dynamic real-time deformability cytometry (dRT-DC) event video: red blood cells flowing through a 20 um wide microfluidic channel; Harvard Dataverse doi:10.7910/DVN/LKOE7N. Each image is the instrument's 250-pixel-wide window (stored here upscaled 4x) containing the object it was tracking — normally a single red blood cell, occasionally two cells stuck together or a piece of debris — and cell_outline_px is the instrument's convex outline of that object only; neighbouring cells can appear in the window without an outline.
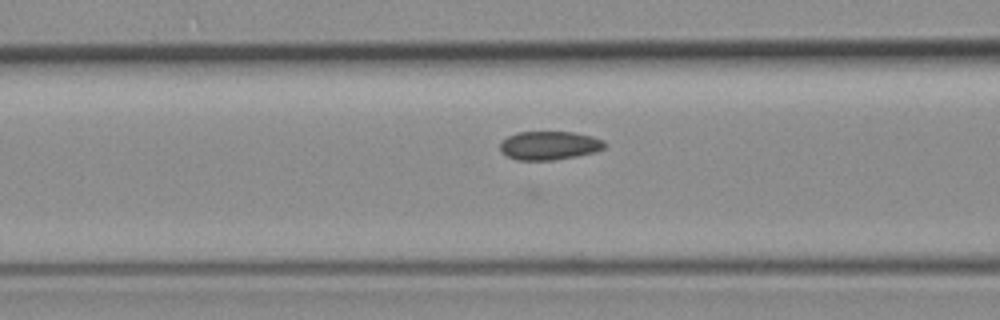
{"species": "common noctule bat (a hibernating species)", "species_latin": "Nyctalus noctula", "temperature_condition": "room temperature", "stored_images_in_passage": 30, "camera_frame_rate_fps": 3000, "um_per_image_px": 0.085, "animal": {"sex": "female", "body_mass_g": 19.3, "forearm_length_mm": 54.1}, "frame": {"image": 1, "passage_image": 16, "time_ms": 5.0, "image_size_px": [1000, 320], "cell_outline_px": [[608, 144], [604, 148], [596, 152], [576, 156], [552, 160], [516, 160], [500, 152], [500, 140], [516, 132], [576, 132], [592, 136], [604, 140]], "centroid_in_image_um": [46.69, 12.36], "position_along_channel_um": 119.9, "area_um2": 17.69}}
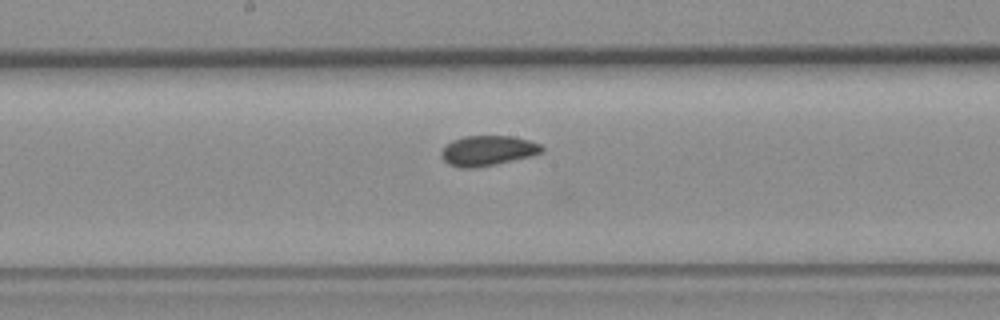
{"frame": {"image": 2, "passage_image": 23, "time_ms": 7.333, "image_size_px": [1000, 320], "cell_outline_px": [[544, 152], [532, 156], [496, 164], [476, 168], [460, 168], [448, 164], [440, 156], [440, 152], [452, 140], [464, 136], [512, 136], [528, 140], [540, 144], [544, 148]], "centroid_in_image_um": [41.46, 12.81], "position_along_channel_um": 206.7, "area_um2": 17.74}}
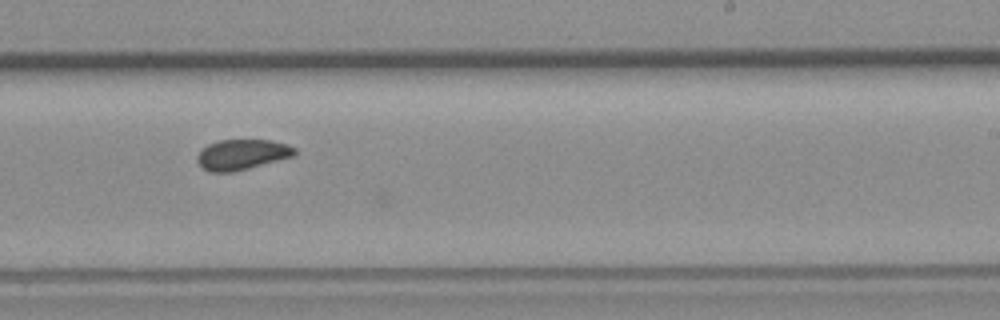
{"frame": {"image": 3, "passage_image": 28, "time_ms": 9.0, "image_size_px": [1000, 320], "cell_outline_px": [[296, 152], [292, 156], [248, 168], [232, 172], [212, 172], [204, 168], [196, 160], [196, 156], [200, 148], [208, 144], [220, 140], [272, 140], [288, 144], [296, 148]], "centroid_in_image_um": [20.54, 13.12], "position_along_channel_um": 268.5, "area_um2": 17.17}}